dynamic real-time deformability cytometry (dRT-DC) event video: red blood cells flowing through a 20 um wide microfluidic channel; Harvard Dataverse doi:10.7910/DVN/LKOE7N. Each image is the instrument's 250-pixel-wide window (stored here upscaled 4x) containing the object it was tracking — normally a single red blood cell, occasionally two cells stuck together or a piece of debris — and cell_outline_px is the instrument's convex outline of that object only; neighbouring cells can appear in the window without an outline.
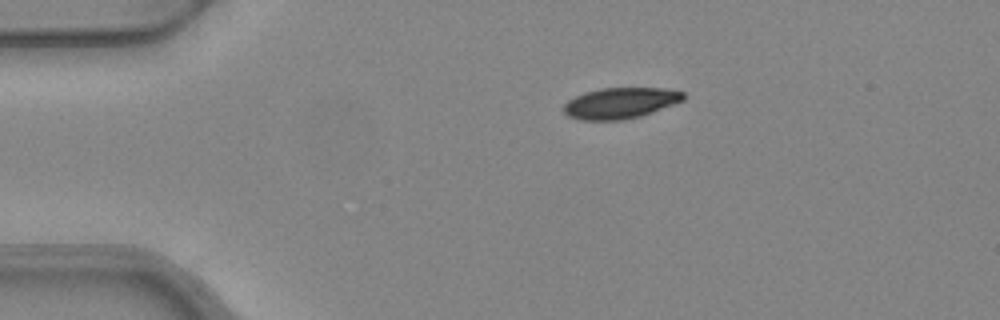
{"species": "common noctule bat (a hibernating species)", "species_latin": "Nyctalus noctula", "temperature_condition": "warm", "stored_images_in_passage": 4, "camera_frame_rate_fps": 3000, "um_per_image_px": 0.085, "animal": {"sex": "female", "body_mass_g": 24.6, "forearm_length_mm": 56.2}, "frame": {"image": 1, "passage_image": 1, "time_ms": 0.0, "image_size_px": [1000, 320], "cell_outline_px": [[684, 100], [640, 116], [620, 120], [580, 120], [568, 116], [564, 112], [564, 104], [568, 100], [584, 92], [600, 88], [664, 88], [684, 92]], "centroid_in_image_um": [52.7, 8.75], "position_along_channel_um": 32.3, "area_um2": 21.44}}
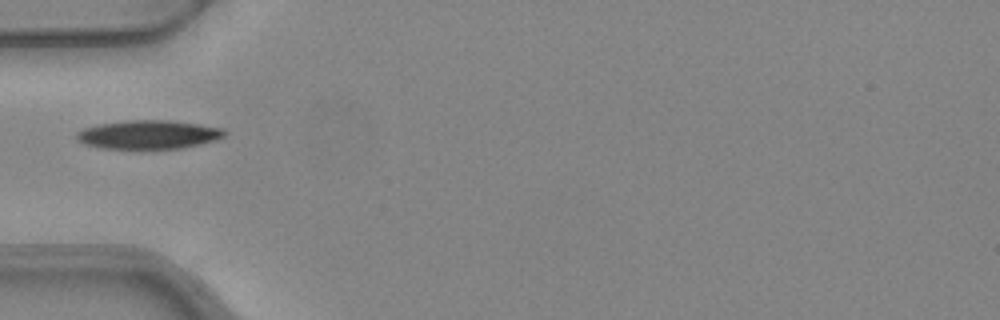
{"frame": {"image": 2, "passage_image": 3, "time_ms": 0.667, "image_size_px": [1000, 320], "cell_outline_px": [[228, 132], [224, 136], [216, 140], [184, 148], [100, 148], [84, 144], [76, 140], [76, 132], [84, 128], [100, 124], [124, 120], [168, 120], [200, 124], [224, 128]], "centroid_in_image_um": [12.64, 11.43], "position_along_channel_um": 72.4, "area_um2": 24.85}}
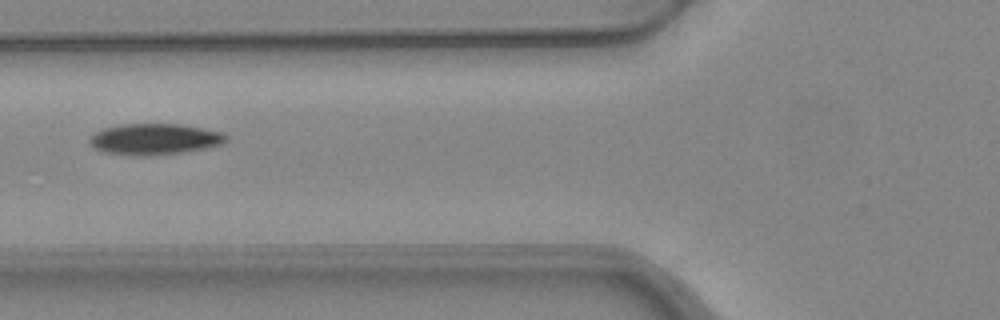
{"frame": {"image": 3, "passage_image": 4, "time_ms": 1.0, "image_size_px": [1000, 320], "cell_outline_px": [[228, 140], [224, 144], [204, 148], [180, 152], [152, 156], [136, 156], [104, 152], [96, 148], [88, 140], [88, 136], [104, 128], [120, 124], [180, 124], [204, 128], [224, 132], [228, 136]], "centroid_in_image_um": [13.17, 11.82], "position_along_channel_um": 112.6, "area_um2": 24.91}}